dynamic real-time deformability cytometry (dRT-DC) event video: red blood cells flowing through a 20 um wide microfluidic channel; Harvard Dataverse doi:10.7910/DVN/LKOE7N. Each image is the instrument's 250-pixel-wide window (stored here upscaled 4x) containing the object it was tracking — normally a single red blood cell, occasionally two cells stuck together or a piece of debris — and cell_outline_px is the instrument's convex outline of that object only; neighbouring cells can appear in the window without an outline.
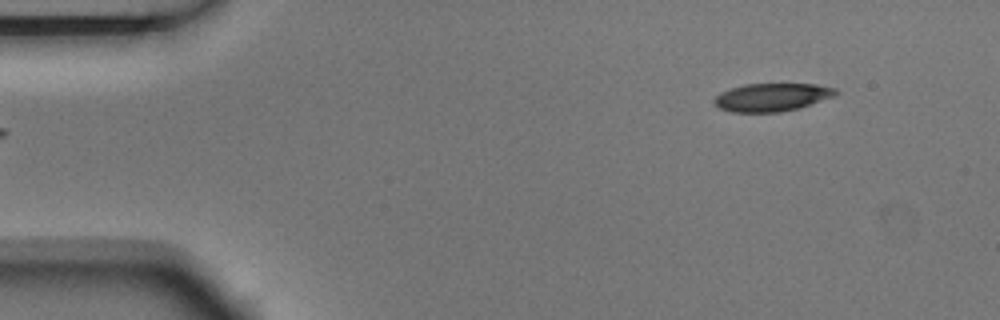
{"species": "Egyptian fruit bat (a non-hibernating species)", "species_latin": "Rousettus aegyptiacus", "temperature_condition": "room temperature", "stored_images_in_passage": 6, "camera_frame_rate_fps": 3000, "um_per_image_px": 0.085, "animal": {"sex": "male"}, "frame": {"image": 1, "passage_image": 1, "time_ms": 0.0, "image_size_px": [1000, 320], "cell_outline_px": [[840, 92], [832, 96], [796, 108], [780, 112], [732, 112], [720, 108], [716, 104], [716, 96], [720, 92], [744, 84], [816, 84], [836, 88]], "centroid_in_image_um": [65.61, 8.25], "position_along_channel_um": 19.4, "area_um2": 19.42}}
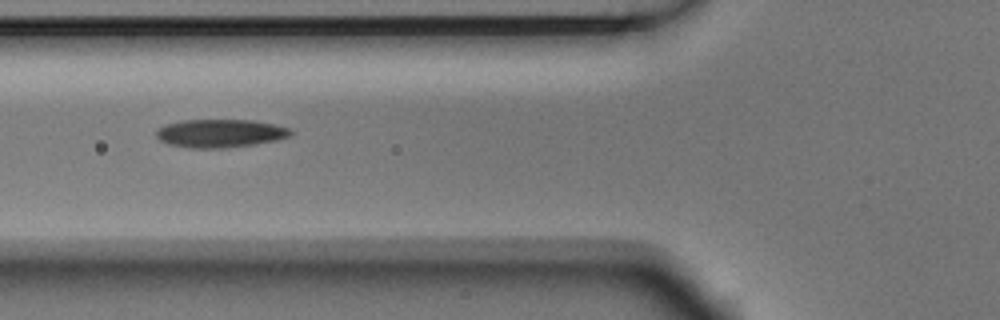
{"frame": {"image": 2, "passage_image": 5, "time_ms": 1.333, "image_size_px": [1000, 320], "cell_outline_px": [[296, 132], [292, 136], [276, 140], [256, 144], [228, 148], [188, 148], [168, 144], [160, 140], [156, 136], [156, 132], [164, 124], [184, 120], [252, 120], [272, 124], [288, 128]], "centroid_in_image_um": [18.74, 11.34], "position_along_channel_um": 107.1, "area_um2": 22.25}}
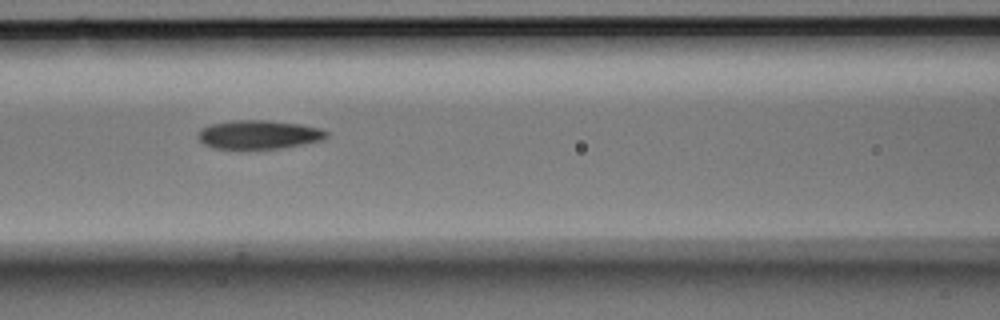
{"frame": {"image": 3, "passage_image": 6, "time_ms": 1.667, "image_size_px": [1000, 320], "cell_outline_px": [[328, 136], [324, 140], [280, 148], [216, 148], [204, 144], [200, 140], [200, 128], [212, 124], [232, 120], [268, 120], [300, 124], [320, 128], [328, 132]], "centroid_in_image_um": [22.04, 11.42], "position_along_channel_um": 144.6, "area_um2": 21.27}}